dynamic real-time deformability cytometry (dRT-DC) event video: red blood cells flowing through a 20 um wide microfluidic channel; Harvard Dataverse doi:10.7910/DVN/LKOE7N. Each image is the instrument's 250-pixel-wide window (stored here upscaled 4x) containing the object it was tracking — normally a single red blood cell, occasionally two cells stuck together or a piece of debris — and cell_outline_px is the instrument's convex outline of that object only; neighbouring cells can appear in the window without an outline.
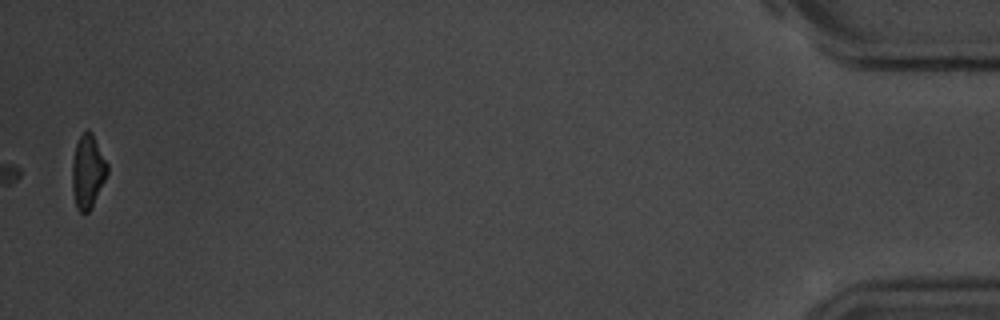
{"species": "common noctule bat (a hibernating species)", "species_latin": "Nyctalus noctula", "temperature_condition": "room temperature", "stored_images_in_passage": 42, "camera_frame_rate_fps": 3000, "um_per_image_px": 0.085, "animal": {"sex": "male", "body_mass_g": 20.1, "forearm_length_mm": 53.5}, "frame": {"image": 1, "passage_image": 42, "time_ms": 13.667, "image_size_px": [1000, 320], "cell_outline_px": [[108, 172], [92, 208], [88, 212], [80, 212], [76, 208], [72, 188], [72, 160], [76, 144], [80, 136], [88, 128], [92, 132], [108, 164]], "centroid_in_image_um": [7.46, 14.58], "position_along_channel_um": 427.7, "area_um2": 15.14}}